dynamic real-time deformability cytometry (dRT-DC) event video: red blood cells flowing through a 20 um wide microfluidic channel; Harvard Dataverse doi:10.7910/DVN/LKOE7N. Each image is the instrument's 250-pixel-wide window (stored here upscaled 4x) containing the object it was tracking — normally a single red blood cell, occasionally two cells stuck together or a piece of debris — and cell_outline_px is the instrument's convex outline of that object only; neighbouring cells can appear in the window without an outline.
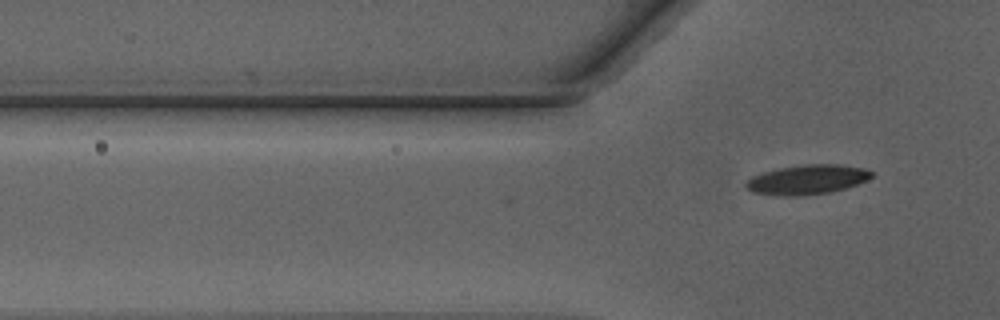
{"species": "Egyptian fruit bat (a non-hibernating species)", "species_latin": "Rousettus aegyptiacus", "temperature_condition": "warm", "stored_images_in_passage": 12, "camera_frame_rate_fps": 3000, "um_per_image_px": 0.085, "animal": {"sex": "male"}, "frame": {"image": 1, "passage_image": 12, "time_ms": 3.667, "image_size_px": [1000, 320], "cell_outline_px": [[876, 172], [868, 180], [844, 188], [828, 192], [800, 196], [780, 196], [752, 192], [744, 188], [744, 184], [752, 176], [764, 172], [780, 168], [804, 164], [840, 164], [864, 168]], "centroid_in_image_um": [68.61, 15.26], "position_along_channel_um": 57.2, "area_um2": 21.73}}